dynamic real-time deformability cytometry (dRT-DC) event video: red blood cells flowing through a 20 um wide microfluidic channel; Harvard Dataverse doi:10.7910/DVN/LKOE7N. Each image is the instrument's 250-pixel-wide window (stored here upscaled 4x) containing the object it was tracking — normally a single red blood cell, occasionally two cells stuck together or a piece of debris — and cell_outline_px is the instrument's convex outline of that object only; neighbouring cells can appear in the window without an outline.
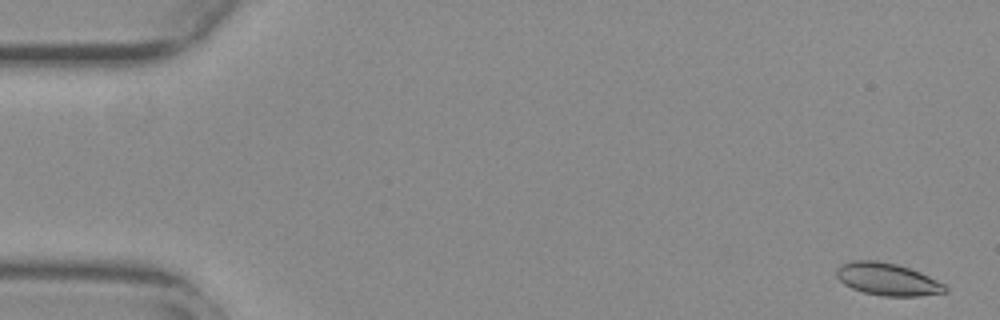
{"species": "common noctule bat (a hibernating species)", "species_latin": "Nyctalus noctula", "temperature_condition": "warm", "stored_images_in_passage": 55, "camera_frame_rate_fps": 3000, "um_per_image_px": 0.085, "animal": {"sex": "female", "body_mass_g": 29.2, "forearm_length_mm": 56.3}, "frame": {"image": 1, "passage_image": 2, "time_ms": 0.333, "image_size_px": [1000, 320], "cell_outline_px": [[948, 292], [920, 296], [880, 296], [864, 292], [852, 288], [844, 284], [836, 276], [836, 268], [840, 264], [852, 260], [876, 260], [896, 264], [920, 272], [944, 284], [948, 288]], "centroid_in_image_um": [75.42, 23.73], "position_along_channel_um": 9.6, "area_um2": 20.58}}
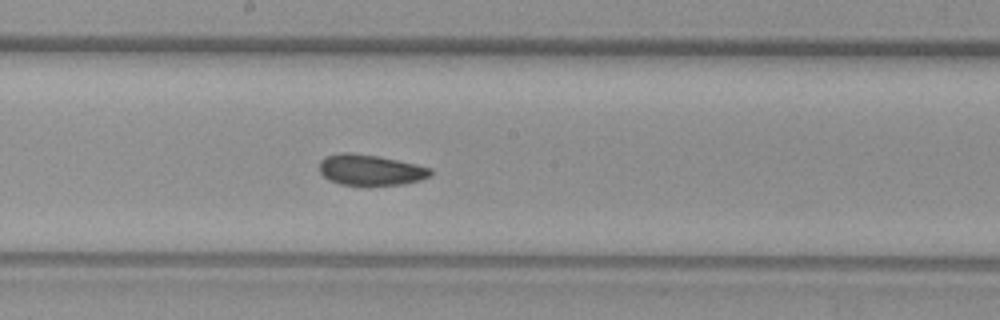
{"frame": {"image": 2, "passage_image": 30, "time_ms": 9.667, "image_size_px": [1000, 320], "cell_outline_px": [[432, 176], [420, 180], [404, 184], [340, 184], [328, 180], [320, 172], [320, 160], [324, 156], [340, 152], [352, 152], [376, 156], [416, 164], [432, 168]], "centroid_in_image_um": [31.48, 14.43], "position_along_channel_um": 216.7, "area_um2": 19.83}}
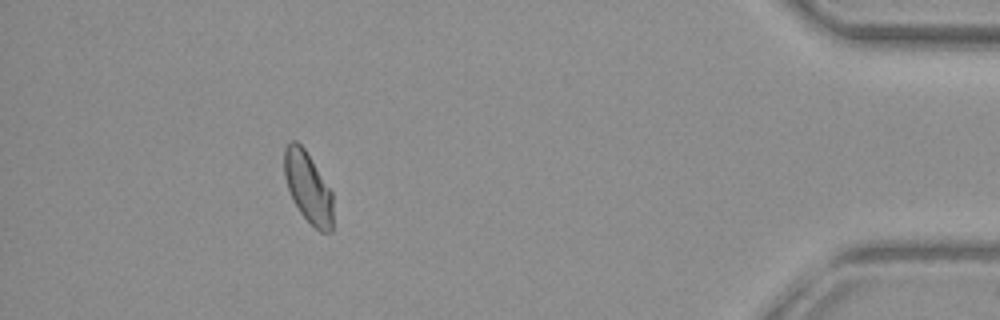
{"frame": {"image": 3, "passage_image": 50, "time_ms": 16.333, "image_size_px": [1000, 320], "cell_outline_px": [[332, 232], [320, 232], [300, 212], [292, 200], [284, 176], [284, 148], [292, 140], [296, 140], [304, 148], [332, 192]], "centroid_in_image_um": [26.17, 15.92], "position_along_channel_um": 409.0, "area_um2": 19.88}, "authors_computed_cell_mechanics": {"area_um2": 20.519, "velocity_mm_per_s": 3.7688, "shape_relaxation_time_tau1_ms": null, "shape_relaxation_time_tau2_ms": 1.8498, "deformation_change_tau1": null, "deformation_change_tau2": 0.0607}}